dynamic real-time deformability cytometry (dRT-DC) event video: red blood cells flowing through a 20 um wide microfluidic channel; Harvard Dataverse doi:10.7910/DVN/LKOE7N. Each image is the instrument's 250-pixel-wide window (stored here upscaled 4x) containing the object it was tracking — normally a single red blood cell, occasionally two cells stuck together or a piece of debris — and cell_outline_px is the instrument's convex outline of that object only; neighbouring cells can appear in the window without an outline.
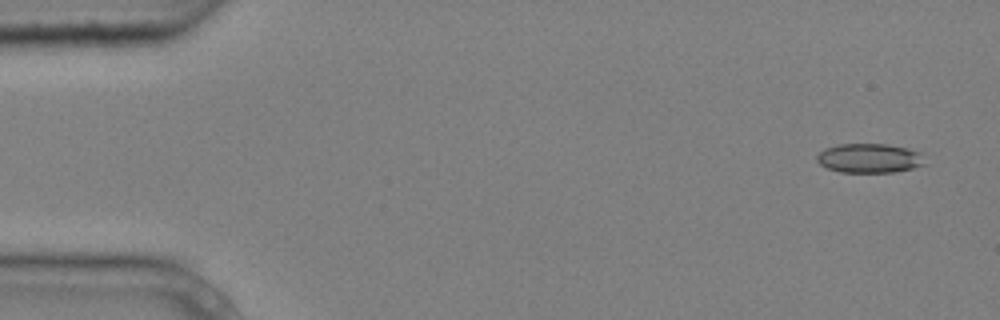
{"species": "common noctule bat (a hibernating species)", "species_latin": "Nyctalus noctula", "temperature_condition": "cold", "stored_images_in_passage": 5, "camera_frame_rate_fps": 3000, "um_per_image_px": 0.085, "animal": {"sex": "male", "body_mass_g": 20.4}, "frame": {"image": 1, "passage_image": 1, "time_ms": 0.0, "image_size_px": [1000, 320], "cell_outline_px": [[928, 164], [896, 172], [840, 172], [828, 168], [820, 164], [816, 160], [816, 156], [824, 148], [836, 144], [888, 144], [908, 148], [920, 152]], "centroid_in_image_um": [73.92, 13.44], "position_along_channel_um": 11.1, "area_um2": 18.67}}
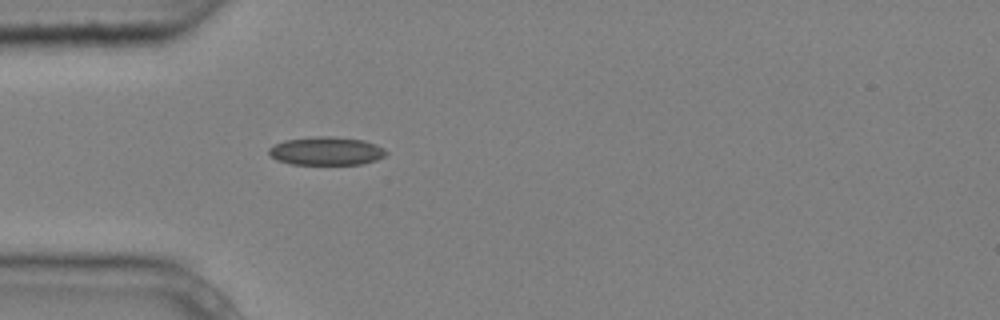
{"frame": {"image": 2, "passage_image": 5, "time_ms": 1.333, "image_size_px": [1000, 320], "cell_outline_px": [[388, 152], [384, 156], [376, 160], [360, 164], [292, 164], [276, 160], [268, 152], [268, 148], [284, 140], [316, 136], [328, 136], [364, 140], [376, 144], [384, 148]], "centroid_in_image_um": [27.74, 12.83], "position_along_channel_um": 57.3, "area_um2": 19.31}}